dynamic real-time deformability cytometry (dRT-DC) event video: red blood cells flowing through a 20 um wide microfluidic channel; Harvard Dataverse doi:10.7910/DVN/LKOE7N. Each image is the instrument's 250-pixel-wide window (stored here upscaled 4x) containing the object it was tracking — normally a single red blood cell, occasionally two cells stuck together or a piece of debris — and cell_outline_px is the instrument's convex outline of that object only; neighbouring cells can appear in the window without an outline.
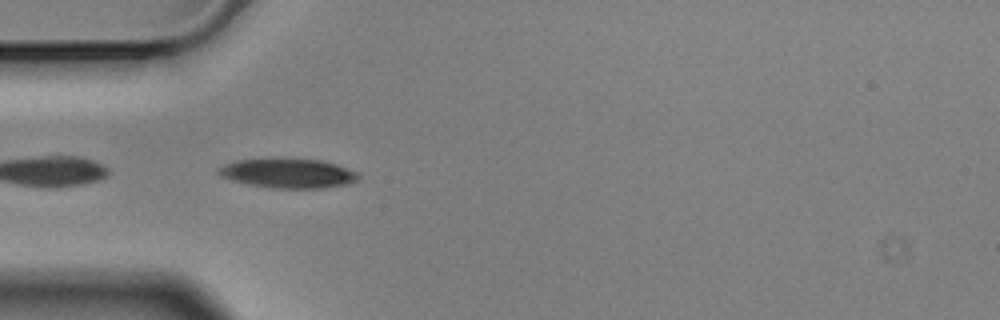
{"species": "Egyptian fruit bat (a non-hibernating species)", "species_latin": "Rousettus aegyptiacus", "temperature_condition": "cold", "stored_images_in_passage": 5, "camera_frame_rate_fps": 3000, "um_per_image_px": 0.085, "animal": {"sex": "male"}, "frame": {"image": 1, "passage_image": 4, "time_ms": 1.0, "image_size_px": [1000, 320], "cell_outline_px": [[360, 180], [348, 184], [324, 188], [268, 188], [248, 184], [232, 180], [220, 176], [216, 172], [216, 168], [224, 164], [236, 160], [320, 160], [336, 164], [360, 172]], "centroid_in_image_um": [24.52, 14.76], "position_along_channel_um": 60.5, "area_um2": 23.87}}